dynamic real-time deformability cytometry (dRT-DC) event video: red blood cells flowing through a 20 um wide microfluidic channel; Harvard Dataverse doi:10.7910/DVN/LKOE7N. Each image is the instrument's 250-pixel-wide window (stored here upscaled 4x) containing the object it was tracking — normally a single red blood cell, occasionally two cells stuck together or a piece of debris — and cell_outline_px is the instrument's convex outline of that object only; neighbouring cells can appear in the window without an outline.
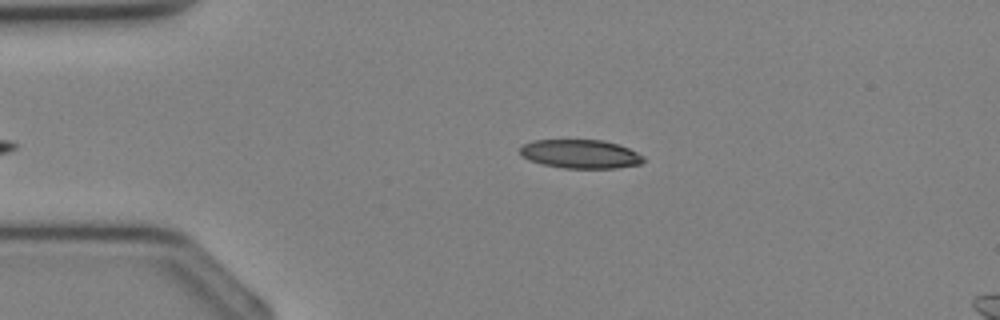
{"species": "Egyptian fruit bat (a non-hibernating species)", "species_latin": "Rousettus aegyptiacus", "temperature_condition": "cold", "stored_images_in_passage": 7, "camera_frame_rate_fps": 3000, "um_per_image_px": 0.085, "animal": {"sex": "female"}, "frame": {"image": 1, "passage_image": 3, "time_ms": 0.667, "image_size_px": [1000, 320], "cell_outline_px": [[644, 160], [640, 164], [616, 168], [564, 168], [540, 164], [528, 160], [520, 156], [520, 148], [524, 144], [532, 140], [604, 140], [628, 148], [644, 156]], "centroid_in_image_um": [49.3, 13.09], "position_along_channel_um": 35.7, "area_um2": 20.75}}